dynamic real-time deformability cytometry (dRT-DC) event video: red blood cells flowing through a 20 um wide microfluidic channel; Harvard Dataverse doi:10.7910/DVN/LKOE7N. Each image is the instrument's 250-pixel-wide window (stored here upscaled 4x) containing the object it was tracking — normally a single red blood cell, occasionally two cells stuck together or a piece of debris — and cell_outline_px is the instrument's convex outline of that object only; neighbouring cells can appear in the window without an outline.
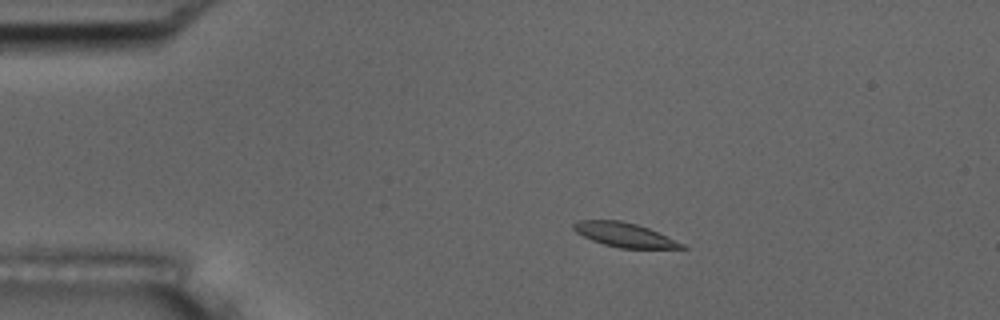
{"species": "common noctule bat (a hibernating species)", "species_latin": "Nyctalus noctula", "temperature_condition": "room temperature", "stored_images_in_passage": 56, "camera_frame_rate_fps": 3000, "um_per_image_px": 0.085, "animal": {"sex": "male", "body_mass_g": 17.5, "forearm_length_mm": 52.3}, "frame": {"image": 1, "passage_image": 10, "time_ms": 3.0, "image_size_px": [1000, 320], "cell_outline_px": [[688, 248], [620, 248], [604, 244], [592, 240], [576, 232], [572, 228], [572, 224], [576, 220], [620, 220], [636, 224], [648, 228], [684, 244]], "centroid_in_image_um": [53.03, 19.95], "position_along_channel_um": 32.0, "area_um2": 15.09}}
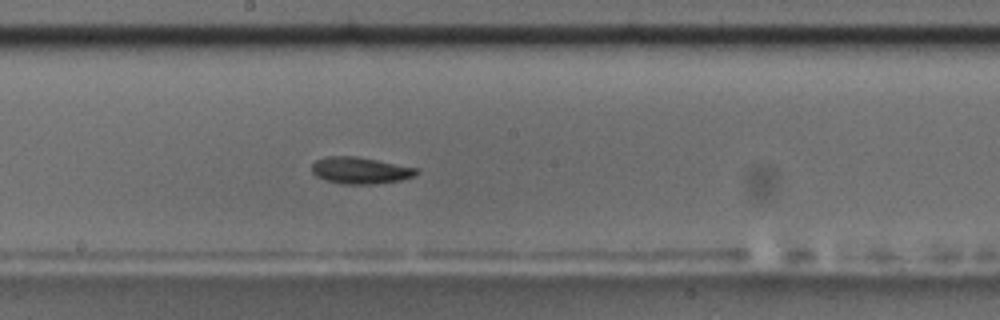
{"frame": {"image": 2, "passage_image": 30, "time_ms": 9.667, "image_size_px": [1000, 320], "cell_outline_px": [[420, 172], [416, 176], [400, 180], [372, 184], [340, 184], [316, 176], [312, 172], [312, 164], [316, 160], [328, 156], [356, 156], [420, 168]], "centroid_in_image_um": [30.67, 14.48], "position_along_channel_um": 217.5, "area_um2": 16.36}}
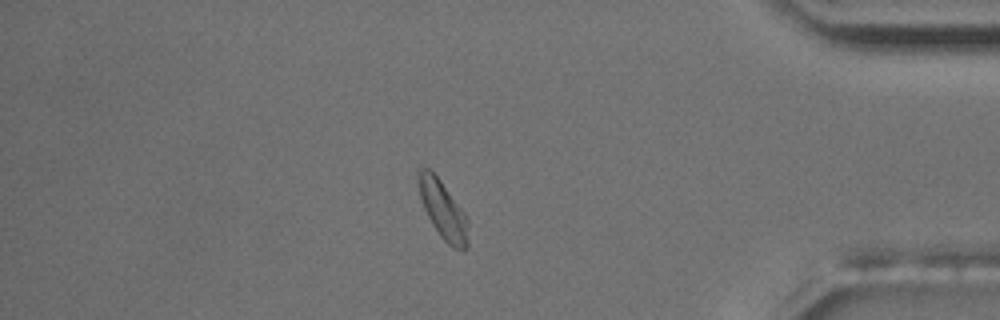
{"frame": {"image": 3, "passage_image": 48, "time_ms": 15.667, "image_size_px": [1000, 320], "cell_outline_px": [[468, 248], [464, 252], [460, 252], [452, 248], [440, 236], [432, 224], [424, 208], [420, 196], [416, 176], [416, 168], [428, 168], [440, 180], [464, 212], [468, 220]], "centroid_in_image_um": [37.66, 17.88], "position_along_channel_um": 397.5, "area_um2": 17.05}, "authors_computed_cell_mechanics": {"area_um2": 16.0395, "velocity_mm_per_s": 3.5464, "shape_relaxation_time_tau1_ms": 3.1582, "shape_relaxation_time_tau2_ms": 6.43, "deformation_change_tau1": 0.1389, "deformation_change_tau2": 0.1182}}